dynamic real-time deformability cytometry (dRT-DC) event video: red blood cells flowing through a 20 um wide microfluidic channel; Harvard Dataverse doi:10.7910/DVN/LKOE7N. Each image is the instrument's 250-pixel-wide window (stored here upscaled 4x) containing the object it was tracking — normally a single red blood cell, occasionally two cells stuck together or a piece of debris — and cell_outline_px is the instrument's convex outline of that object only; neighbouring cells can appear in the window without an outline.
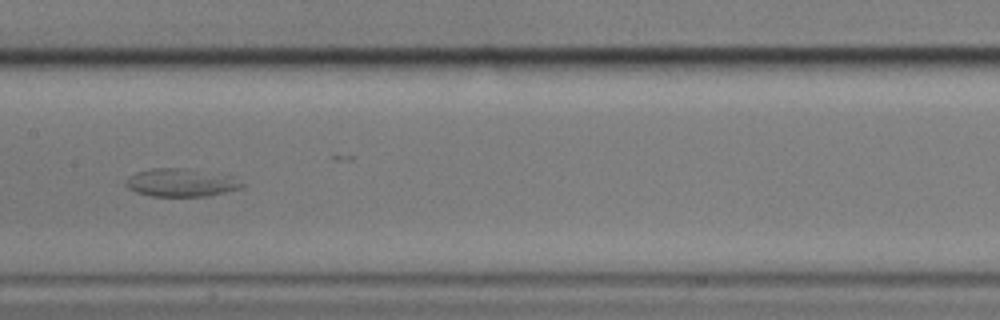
{"species": "common noctule bat (a hibernating species)", "species_latin": "Nyctalus noctula", "temperature_condition": "cold", "stored_images_in_passage": 56, "camera_frame_rate_fps": 3000, "um_per_image_px": 0.085, "animal": {"sex": "male", "body_mass_g": 17.9}, "frame": {"image": 1, "passage_image": 26, "time_ms": 8.333, "image_size_px": [1000, 320], "cell_outline_px": [[244, 188], [204, 196], [152, 196], [136, 192], [128, 188], [124, 184], [124, 180], [128, 176], [136, 172], [152, 168], [188, 168], [232, 176], [244, 184]], "centroid_in_image_um": [15.36, 15.51], "position_along_channel_um": 192.0, "area_um2": 19.07}}
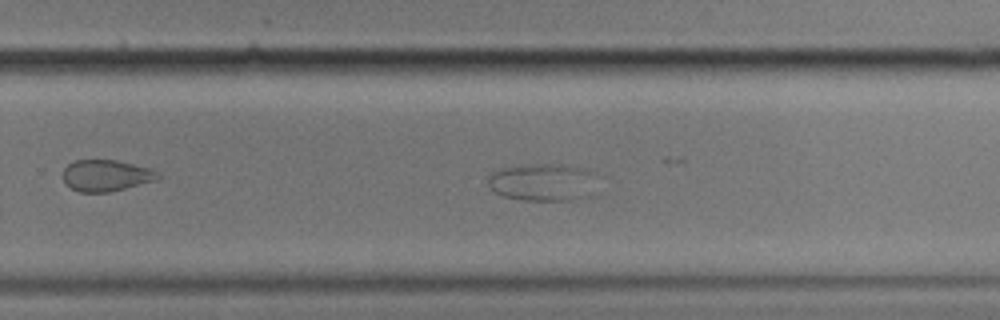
{"frame": {"image": 2, "passage_image": 34, "time_ms": 11.0, "image_size_px": [1000, 320], "cell_outline_px": [[608, 176], [596, 196], [572, 200], [520, 200], [504, 196], [492, 192], [488, 184], [488, 176], [492, 172], [500, 168], [520, 164], [572, 164], [588, 168]], "centroid_in_image_um": [46.43, 15.47], "position_along_channel_um": 283.4, "area_um2": 26.24}}
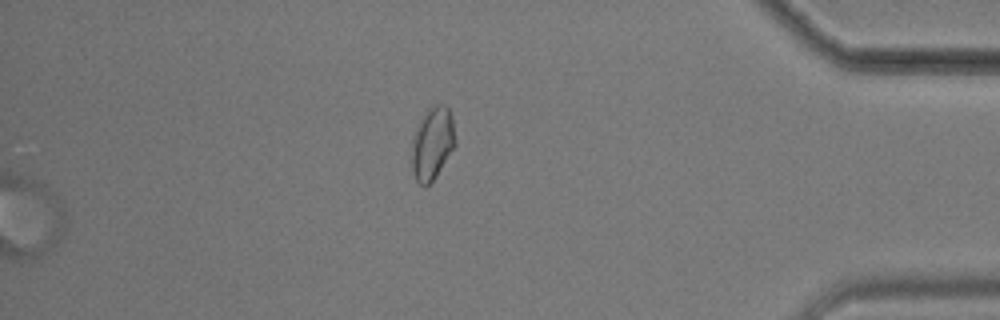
{"frame": {"image": 3, "passage_image": 56, "time_ms": 18.333, "image_size_px": [1000, 320], "cell_outline_px": [[456, 144], [436, 176], [424, 188], [416, 180], [412, 172], [412, 136], [420, 120], [428, 108], [436, 104], [444, 104], [448, 108], [452, 116], [456, 140]], "centroid_in_image_um": [36.75, 12.18], "position_along_channel_um": 398.5, "area_um2": 18.5}}